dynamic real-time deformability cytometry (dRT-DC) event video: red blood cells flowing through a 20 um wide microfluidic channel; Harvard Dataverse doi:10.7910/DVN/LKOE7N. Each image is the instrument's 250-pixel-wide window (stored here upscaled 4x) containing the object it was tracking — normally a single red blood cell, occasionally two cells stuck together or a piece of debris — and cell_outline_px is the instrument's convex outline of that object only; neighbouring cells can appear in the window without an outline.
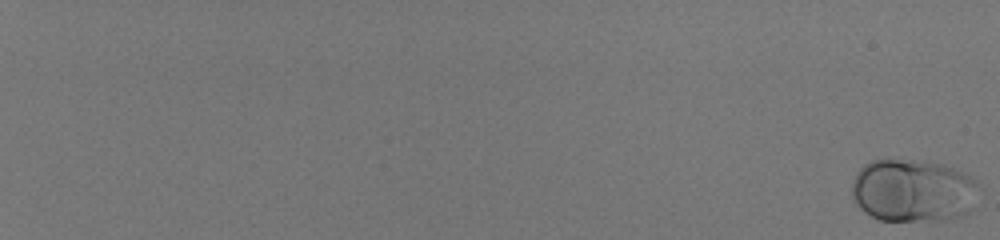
{"species": "human", "species_latin": "Homo sapiens", "temperature_condition": "room temperature", "stored_images_in_passage": 59, "camera_frame_rate_fps": 3000, "um_per_image_px": 0.085, "donor": {"sex": "male"}, "frame": {"image": 1, "passage_image": 1, "time_ms": 0.0, "image_size_px": [1000, 240], "cell_outline_px": [[976, 184], [968, 212], [944, 220], [880, 220], [864, 212], [856, 204], [852, 196], [852, 184], [856, 172], [864, 164], [872, 160], [900, 160], [940, 164], [952, 168], [976, 180]], "centroid_in_image_um": [77.5, 16.21], "position_along_channel_um": 7.5, "area_um2": 45.43}}
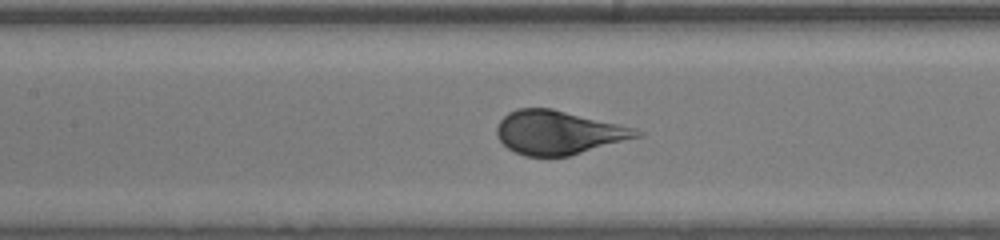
{"frame": {"image": 2, "passage_image": 35, "time_ms": 11.333, "image_size_px": [1000, 240], "cell_outline_px": [[644, 136], [568, 156], [524, 156], [508, 148], [496, 136], [496, 128], [500, 120], [508, 112], [516, 108], [552, 108], [636, 128], [644, 132]], "centroid_in_image_um": [47.49, 11.26], "position_along_channel_um": 159.9, "area_um2": 35.78}}
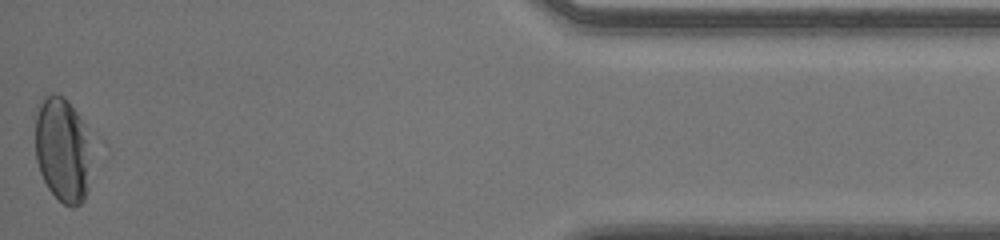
{"frame": {"image": 3, "passage_image": 59, "time_ms": 19.333, "image_size_px": [1000, 240], "cell_outline_px": [[88, 188], [84, 200], [80, 204], [72, 208], [64, 204], [48, 188], [40, 172], [36, 160], [32, 116], [36, 104], [44, 96], [64, 96], [76, 112], [80, 120], [88, 140]], "centroid_in_image_um": [5.21, 12.7], "position_along_channel_um": 430.0, "area_um2": 34.39}, "authors_computed_cell_mechanics": {"area_um2": 38.0902, "velocity_mm_per_s": 4.0131, "shape_relaxation_time_tau1_ms": 2.4012, "shape_relaxation_time_tau2_ms": null, "deformation_change_tau1": 0.1359, "deformation_change_tau2": null}}